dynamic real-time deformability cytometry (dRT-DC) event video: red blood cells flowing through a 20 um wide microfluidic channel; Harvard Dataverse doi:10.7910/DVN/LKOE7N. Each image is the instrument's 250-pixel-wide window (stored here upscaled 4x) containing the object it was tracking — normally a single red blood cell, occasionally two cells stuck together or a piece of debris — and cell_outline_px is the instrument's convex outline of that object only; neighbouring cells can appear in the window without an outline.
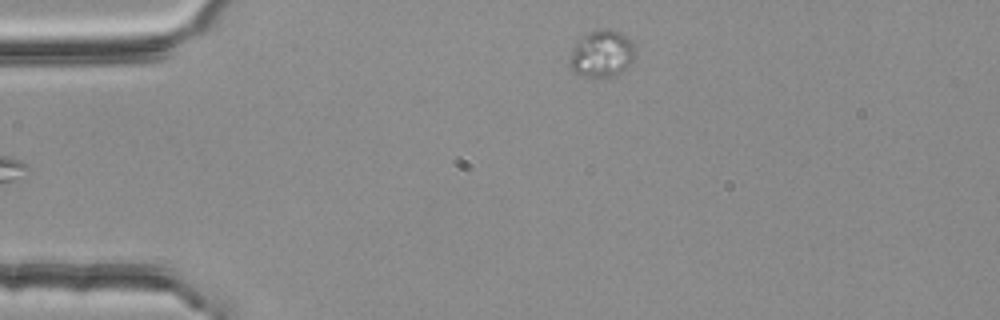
{"species": "common noctule bat (a hibernating species)", "species_latin": "Nyctalus noctula", "temperature_condition": "room temperature", "stored_images_in_passage": 37, "camera_frame_rate_fps": 3000, "um_per_image_px": 0.085, "animal": {"sex": "female", "body_mass_g": 25.1}, "frame": {"image": 1, "passage_image": 1, "time_ms": 0.0, "image_size_px": [1000, 320], "cell_outline_px": [[636, 52], [628, 68], [612, 76], [584, 76], [572, 72], [568, 64], [572, 48], [576, 40], [580, 36], [588, 32], [608, 28], [620, 32], [632, 40], [636, 48]], "centroid_in_image_um": [51.14, 4.54], "position_along_channel_um": 33.9, "area_um2": 18.26}}